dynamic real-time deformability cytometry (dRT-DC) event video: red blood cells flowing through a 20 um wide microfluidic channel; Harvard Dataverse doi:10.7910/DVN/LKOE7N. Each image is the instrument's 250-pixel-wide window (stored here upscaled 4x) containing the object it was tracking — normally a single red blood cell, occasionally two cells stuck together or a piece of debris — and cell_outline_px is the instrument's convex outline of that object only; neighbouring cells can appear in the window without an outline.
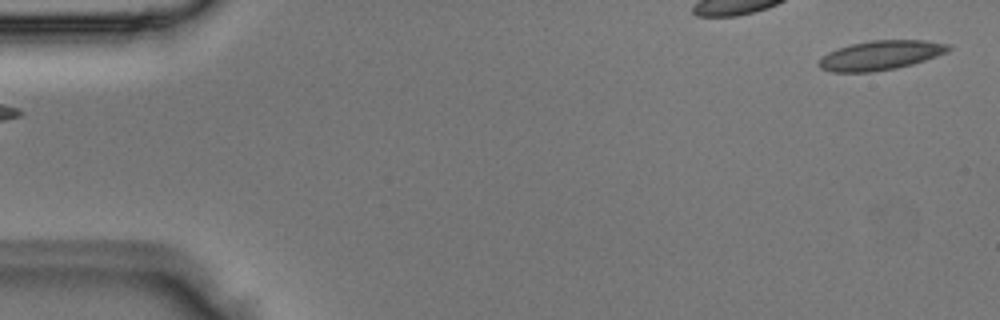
{"species": "Egyptian fruit bat (a non-hibernating species)", "species_latin": "Rousettus aegyptiacus", "temperature_condition": "room temperature", "stored_images_in_passage": 2, "segment_of_instrument_passage": [2, 2], "camera_frame_rate_fps": 3000, "um_per_image_px": 0.085, "animal": {"sex": "male"}, "frame": {"image": 1, "passage_image": 2, "time_ms": 0.333, "image_size_px": [1000, 320], "cell_outline_px": [[952, 48], [948, 52], [912, 64], [896, 68], [872, 72], [832, 72], [820, 68], [816, 64], [828, 52], [836, 48], [852, 44], [872, 40], [924, 40], [952, 44]], "centroid_in_image_um": [74.86, 4.69], "position_along_channel_um": 10.1, "area_um2": 22.25}}